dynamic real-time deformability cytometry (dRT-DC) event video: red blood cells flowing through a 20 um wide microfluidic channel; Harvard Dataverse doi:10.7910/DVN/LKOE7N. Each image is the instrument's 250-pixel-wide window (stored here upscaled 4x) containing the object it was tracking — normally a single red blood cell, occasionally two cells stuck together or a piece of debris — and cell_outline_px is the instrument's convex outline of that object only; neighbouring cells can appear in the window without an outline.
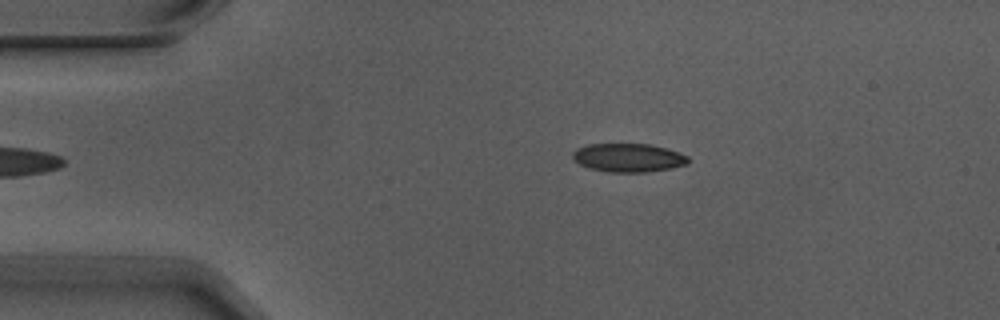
{"species": "Egyptian fruit bat (a non-hibernating species)", "species_latin": "Rousettus aegyptiacus", "temperature_condition": "warm", "stored_images_in_passage": 3, "camera_frame_rate_fps": 3000, "um_per_image_px": 0.085, "animal": {"sex": "male"}, "frame": {"image": 1, "passage_image": 1, "time_ms": 0.0, "image_size_px": [1000, 320], "cell_outline_px": [[688, 164], [668, 168], [644, 172], [608, 172], [588, 168], [580, 164], [572, 156], [572, 152], [576, 148], [588, 144], [648, 144], [664, 148], [688, 156]], "centroid_in_image_um": [53.35, 13.4], "position_along_channel_um": 31.6, "area_um2": 18.96}}
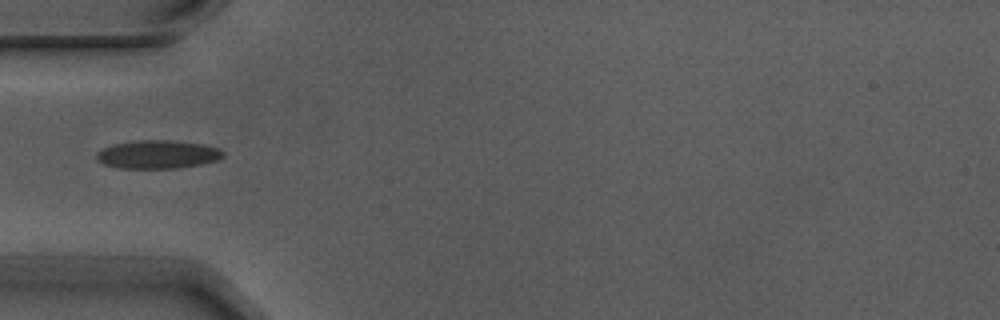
{"frame": {"image": 2, "passage_image": 3, "time_ms": 0.667, "image_size_px": [1000, 320], "cell_outline_px": [[224, 156], [220, 160], [200, 164], [176, 168], [120, 168], [104, 164], [96, 160], [96, 152], [112, 144], [140, 140], [168, 140], [204, 144], [220, 148], [224, 152]], "centroid_in_image_um": [13.42, 13.12], "position_along_channel_um": 71.6, "area_um2": 20.98}}